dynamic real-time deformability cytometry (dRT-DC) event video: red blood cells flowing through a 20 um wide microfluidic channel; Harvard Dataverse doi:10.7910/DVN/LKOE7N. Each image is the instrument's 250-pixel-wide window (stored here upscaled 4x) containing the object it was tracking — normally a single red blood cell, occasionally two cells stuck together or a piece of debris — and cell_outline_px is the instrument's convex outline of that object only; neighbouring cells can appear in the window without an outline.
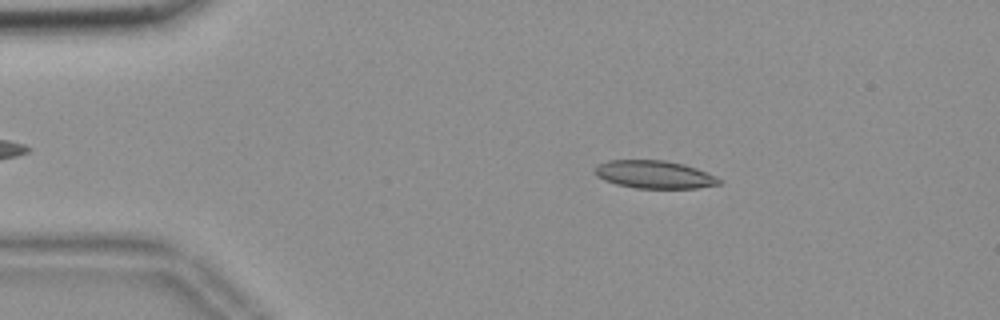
{"species": "common noctule bat (a hibernating species)", "species_latin": "Nyctalus noctula", "temperature_condition": "room temperature", "stored_images_in_passage": 46, "camera_frame_rate_fps": 3000, "um_per_image_px": 0.085, "animal": {"sex": "female", "body_mass_g": 18.4}, "frame": {"image": 1, "passage_image": 9, "time_ms": 2.667, "image_size_px": [1000, 320], "cell_outline_px": [[724, 180], [720, 184], [696, 188], [636, 188], [616, 184], [604, 180], [596, 176], [596, 164], [608, 160], [664, 160], [684, 164], [696, 168], [716, 176]], "centroid_in_image_um": [55.63, 14.83], "position_along_channel_um": 29.4, "area_um2": 20.23}}
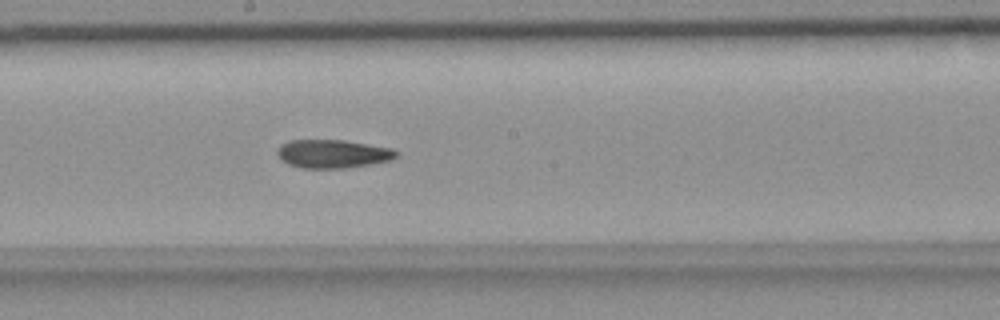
{"frame": {"image": 2, "passage_image": 29, "time_ms": 9.333, "image_size_px": [1000, 320], "cell_outline_px": [[400, 156], [392, 160], [344, 168], [300, 168], [288, 164], [280, 160], [276, 152], [280, 144], [288, 140], [344, 140], [392, 148], [400, 152]], "centroid_in_image_um": [28.28, 13.07], "position_along_channel_um": 219.9, "area_um2": 19.94}}
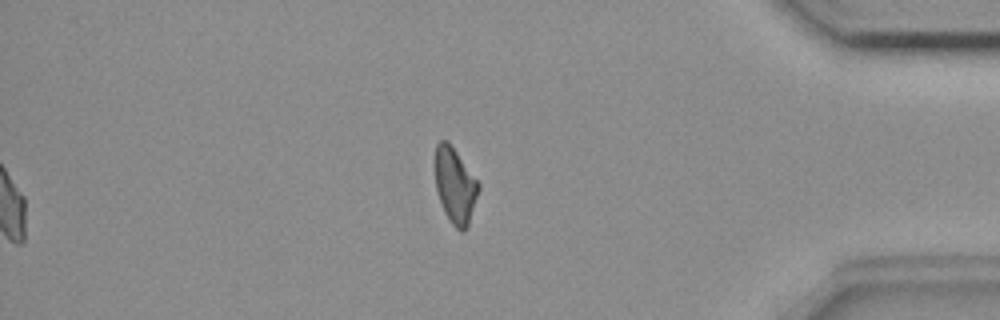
{"frame": {"image": 3, "passage_image": 46, "time_ms": 15.0, "image_size_px": [1000, 320], "cell_outline_px": [[480, 188], [468, 228], [464, 232], [460, 232], [452, 224], [444, 212], [436, 188], [436, 144], [440, 140], [448, 140], [480, 184]], "centroid_in_image_um": [38.71, 15.81], "position_along_channel_um": 396.5, "area_um2": 19.07}, "authors_computed_cell_mechanics": {"area_um2": 20.1433, "velocity_mm_per_s": 3.6804, "shape_relaxation_time_tau1_ms": null, "shape_relaxation_time_tau2_ms": 9.2176, "deformation_change_tau1": null, "deformation_change_tau2": 0.1836}}